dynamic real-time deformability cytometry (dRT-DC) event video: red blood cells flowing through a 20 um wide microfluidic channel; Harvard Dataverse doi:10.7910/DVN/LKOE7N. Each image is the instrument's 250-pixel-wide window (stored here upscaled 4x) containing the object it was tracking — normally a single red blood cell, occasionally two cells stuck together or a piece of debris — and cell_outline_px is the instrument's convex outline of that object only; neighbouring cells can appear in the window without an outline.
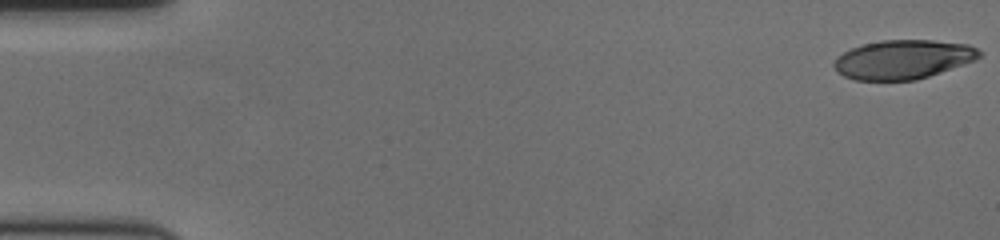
{"species": "human", "species_latin": "Homo sapiens", "temperature_condition": "cold", "stored_images_in_passage": 59, "camera_frame_rate_fps": 3000, "um_per_image_px": 0.085, "donor": {"sex": "female"}, "frame": {"image": 1, "passage_image": 1, "time_ms": 0.0, "image_size_px": [1000, 240], "cell_outline_px": [[984, 52], [976, 60], [916, 80], [856, 80], [844, 76], [836, 72], [832, 64], [836, 56], [852, 48], [864, 44], [880, 40], [932, 40], [968, 44]], "centroid_in_image_um": [76.75, 5.05], "position_along_channel_um": 8.3, "area_um2": 33.18}}
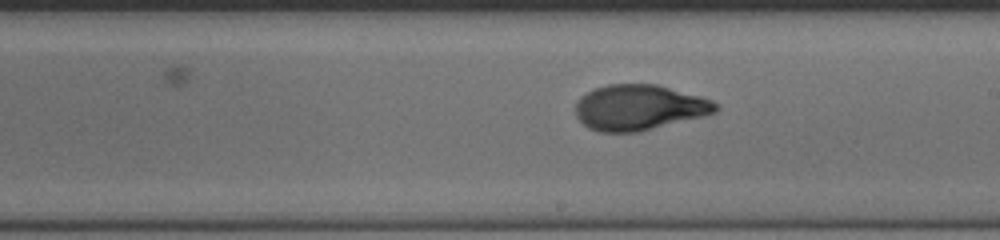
{"frame": {"image": 2, "passage_image": 34, "time_ms": 11.0, "image_size_px": [1000, 240], "cell_outline_px": [[720, 108], [716, 112], [704, 116], [640, 132], [600, 132], [588, 128], [576, 116], [576, 104], [580, 96], [596, 88], [608, 84], [656, 84], [700, 96], [712, 100]], "centroid_in_image_um": [54.34, 9.14], "position_along_channel_um": 234.7, "area_um2": 37.17}}
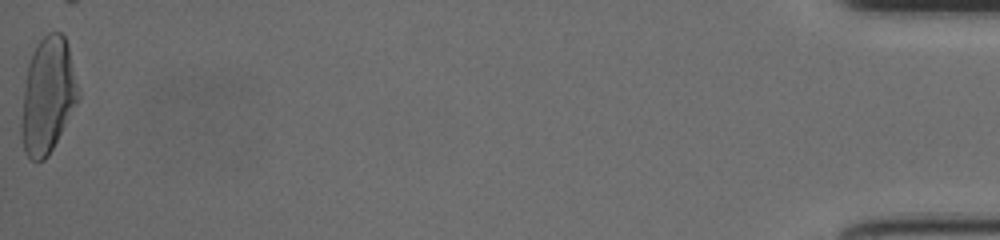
{"frame": {"image": 3, "passage_image": 59, "time_ms": 19.333, "image_size_px": [1000, 240], "cell_outline_px": [[80, 96], [48, 156], [44, 160], [32, 160], [24, 152], [20, 132], [20, 124], [24, 88], [28, 64], [40, 40], [48, 32], [60, 32], [64, 36], [68, 48], [80, 92]], "centroid_in_image_um": [4.04, 8.15], "position_along_channel_um": 431.2, "area_um2": 37.8}, "authors_computed_cell_mechanics": {"area_um2": 36.0672, "velocity_mm_per_s": 3.5704, "shape_relaxation_time_tau1_ms": 4.3543, "shape_relaxation_time_tau2_ms": 1.0363, "deformation_change_tau1": 0.206, "deformation_change_tau2": 0.063}}